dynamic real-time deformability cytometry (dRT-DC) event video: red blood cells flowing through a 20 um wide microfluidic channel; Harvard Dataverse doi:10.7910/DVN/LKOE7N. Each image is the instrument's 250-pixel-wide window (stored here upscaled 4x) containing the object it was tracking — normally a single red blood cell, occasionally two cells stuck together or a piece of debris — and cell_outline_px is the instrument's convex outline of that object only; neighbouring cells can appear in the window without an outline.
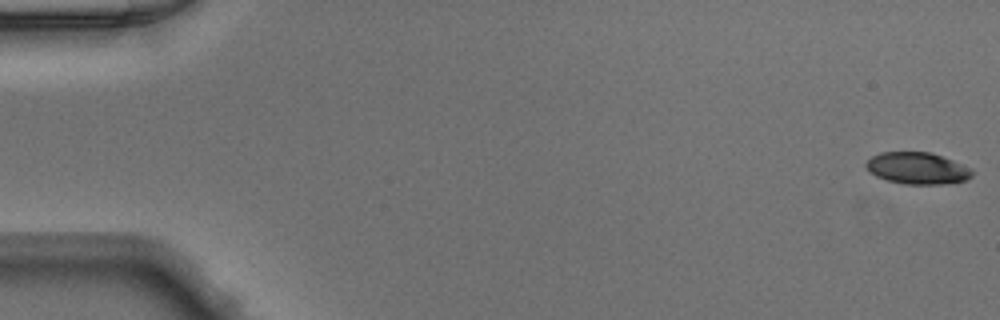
{"species": "Egyptian fruit bat (a non-hibernating species)", "species_latin": "Rousettus aegyptiacus", "temperature_condition": "warm", "stored_images_in_passage": 49, "camera_frame_rate_fps": 3000, "um_per_image_px": 0.085, "animal": {"sex": "male"}, "frame": {"image": 1, "passage_image": 1, "time_ms": 0.0, "image_size_px": [1000, 320], "cell_outline_px": [[972, 176], [964, 180], [940, 184], [904, 184], [888, 180], [876, 176], [868, 172], [864, 164], [872, 156], [880, 152], [932, 152], [972, 168]], "centroid_in_image_um": [77.94, 14.29], "position_along_channel_um": 7.1, "area_um2": 19.59}}
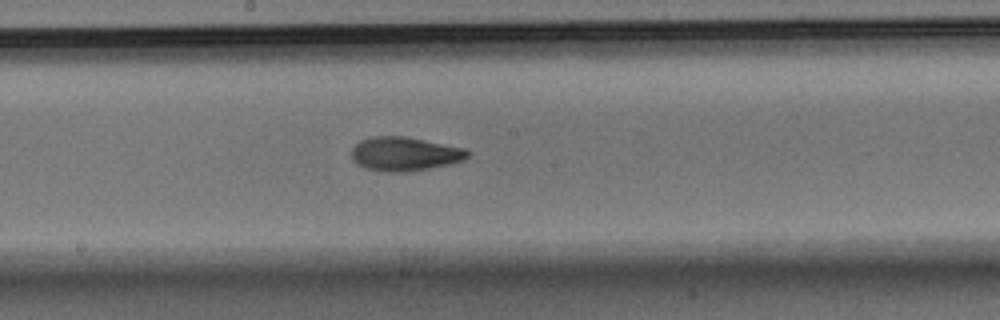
{"frame": {"image": 2, "passage_image": 27, "time_ms": 8.667, "image_size_px": [1000, 320], "cell_outline_px": [[468, 156], [464, 160], [448, 164], [428, 168], [404, 172], [388, 172], [368, 168], [356, 164], [352, 160], [352, 148], [360, 140], [372, 136], [404, 136], [464, 148], [468, 152]], "centroid_in_image_um": [34.36, 13.07], "position_along_channel_um": 213.8, "area_um2": 22.66}}
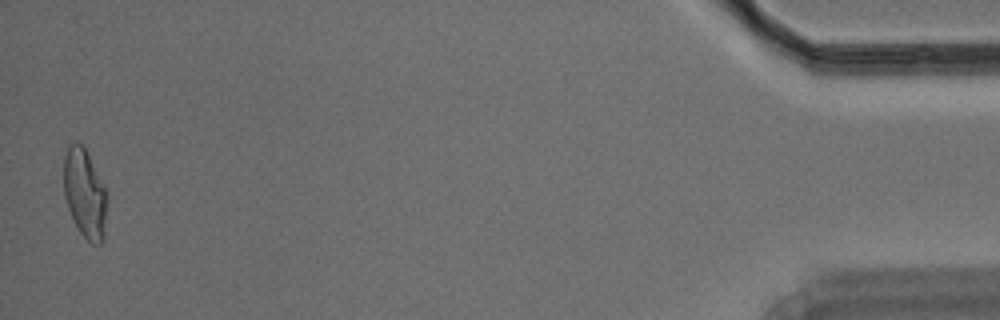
{"frame": {"image": 3, "passage_image": 49, "time_ms": 16.0, "image_size_px": [1000, 320], "cell_outline_px": [[108, 200], [104, 240], [100, 244], [92, 244], [80, 232], [68, 208], [64, 196], [64, 156], [68, 148], [76, 140], [84, 144], [108, 192]], "centroid_in_image_um": [7.25, 16.43], "position_along_channel_um": 428.0, "area_um2": 22.95}}